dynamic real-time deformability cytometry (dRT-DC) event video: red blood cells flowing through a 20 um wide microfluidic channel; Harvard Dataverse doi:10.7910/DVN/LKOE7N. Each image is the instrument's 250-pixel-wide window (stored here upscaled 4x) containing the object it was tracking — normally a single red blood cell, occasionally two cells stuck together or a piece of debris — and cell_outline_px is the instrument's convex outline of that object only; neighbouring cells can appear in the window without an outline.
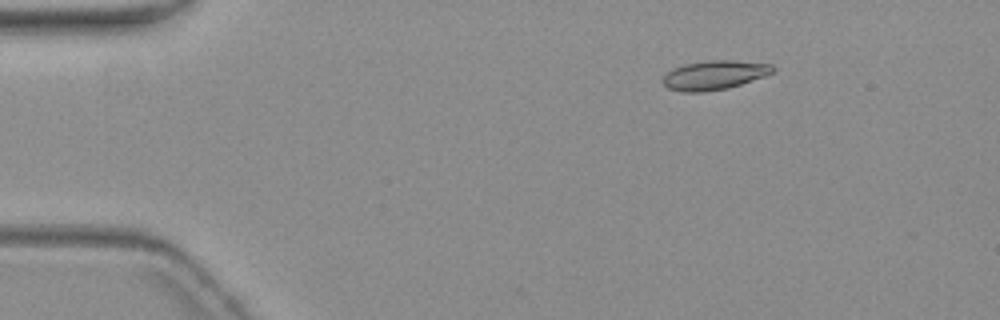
{"species": "common noctule bat (a hibernating species)", "species_latin": "Nyctalus noctula", "temperature_condition": "warm", "stored_images_in_passage": 4, "camera_frame_rate_fps": 3000, "um_per_image_px": 0.085, "animal": {"sex": "female", "body_mass_g": 19.3, "forearm_length_mm": 54.1}, "frame": {"image": 1, "passage_image": 1, "time_ms": 0.0, "image_size_px": [1000, 320], "cell_outline_px": [[776, 72], [728, 88], [704, 92], [680, 92], [668, 88], [660, 80], [672, 68], [684, 64], [708, 60], [732, 60], [772, 64], [776, 68]], "centroid_in_image_um": [60.71, 6.38], "position_along_channel_um": 24.3, "area_um2": 18.84}}
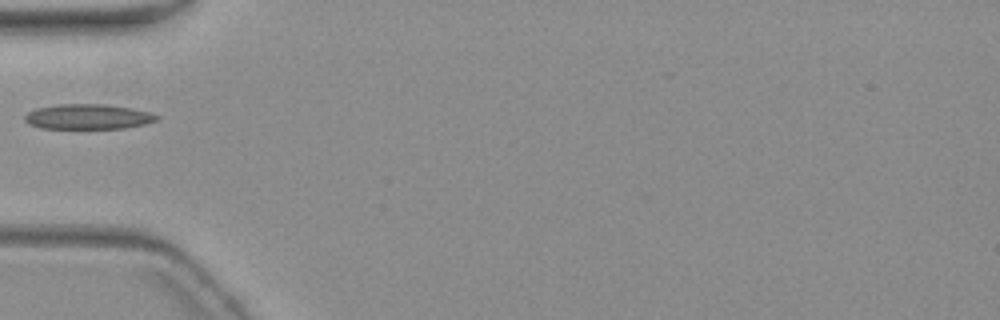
{"frame": {"image": 2, "passage_image": 4, "time_ms": 3.667, "image_size_px": [1000, 320], "cell_outline_px": [[160, 116], [156, 120], [144, 124], [124, 128], [40, 128], [28, 124], [24, 120], [24, 116], [28, 112], [36, 108], [56, 104], [104, 104], [132, 108], [148, 112]], "centroid_in_image_um": [7.44, 9.91], "position_along_channel_um": 77.6, "area_um2": 19.25}}